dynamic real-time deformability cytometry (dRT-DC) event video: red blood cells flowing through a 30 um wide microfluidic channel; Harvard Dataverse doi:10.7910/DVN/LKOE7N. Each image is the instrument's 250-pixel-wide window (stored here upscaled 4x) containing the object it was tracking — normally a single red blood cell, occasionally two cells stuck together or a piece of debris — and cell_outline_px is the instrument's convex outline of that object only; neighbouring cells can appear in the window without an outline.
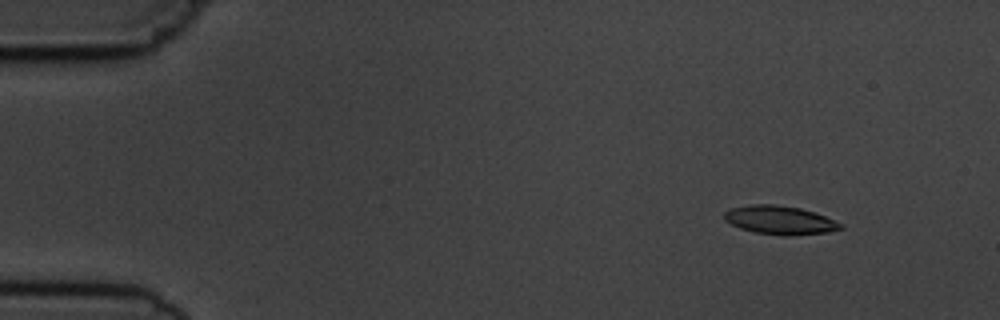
{"species": "common noctule bat (a hibernating species)", "species_latin": "Nyctalus noctula", "temperature_condition": "cold", "stored_images_in_passage": 5, "camera_frame_rate_fps": 3000, "um_per_image_px": 0.085, "animal": {"sex": "male", "body_mass_g": 19.5, "forearm_length_mm": 54.6}, "frame": {"image": 1, "passage_image": 2, "time_ms": 1.333, "image_size_px": [1000, 320], "cell_outline_px": [[844, 228], [828, 232], [788, 236], [784, 236], [756, 232], [740, 228], [724, 220], [724, 212], [732, 208], [752, 204], [776, 204], [800, 208], [824, 216], [840, 224]], "centroid_in_image_um": [66.26, 18.71], "position_along_channel_um": 18.7, "area_um2": 19.13}}
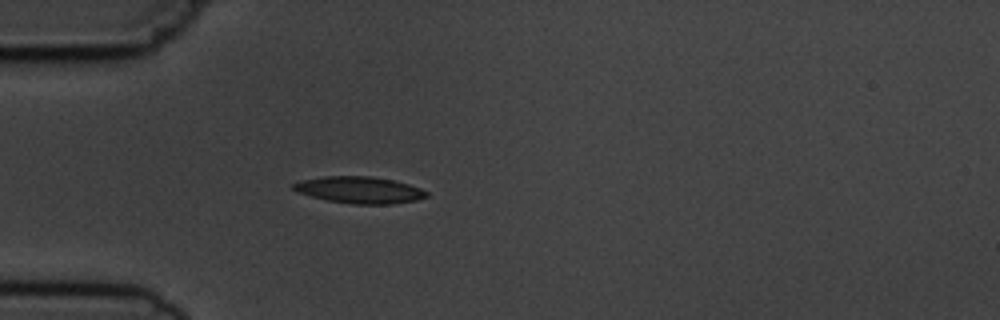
{"frame": {"image": 2, "passage_image": 5, "time_ms": 4.667, "image_size_px": [1000, 320], "cell_outline_px": [[428, 196], [416, 200], [392, 204], [352, 204], [328, 200], [296, 192], [292, 188], [292, 184], [300, 180], [324, 176], [372, 176], [392, 180], [408, 184], [420, 188], [428, 192]], "centroid_in_image_um": [30.54, 16.14], "position_along_channel_um": 54.5, "area_um2": 20.69}}